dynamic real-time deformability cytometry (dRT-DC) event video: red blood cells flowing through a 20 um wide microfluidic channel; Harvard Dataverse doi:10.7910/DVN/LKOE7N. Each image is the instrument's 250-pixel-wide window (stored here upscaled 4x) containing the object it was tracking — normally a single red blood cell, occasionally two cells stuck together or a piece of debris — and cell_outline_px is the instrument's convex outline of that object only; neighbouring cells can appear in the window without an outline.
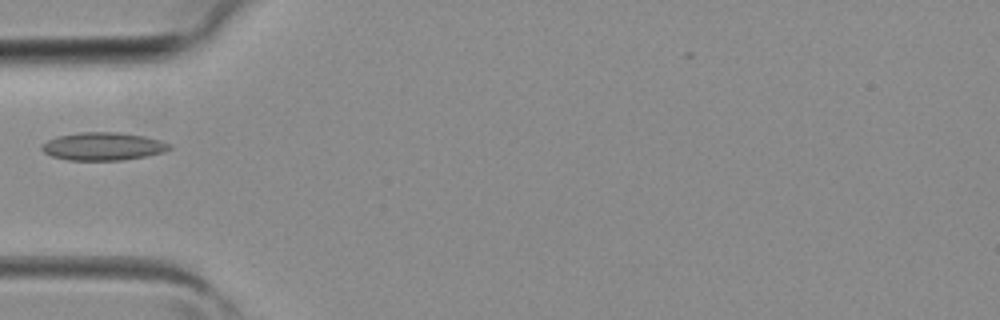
{"species": "common noctule bat (a hibernating species)", "species_latin": "Nyctalus noctula", "temperature_condition": "room temperature", "stored_images_in_passage": 3, "camera_frame_rate_fps": 3000, "um_per_image_px": 0.085, "animal": {"sex": "female", "body_mass_g": 19.3, "forearm_length_mm": 54.1}, "frame": {"image": 1, "passage_image": 3, "time_ms": 0.667, "image_size_px": [1000, 320], "cell_outline_px": [[172, 148], [164, 152], [144, 156], [120, 160], [68, 160], [52, 156], [44, 152], [40, 148], [40, 144], [56, 136], [80, 132], [120, 132], [144, 136], [160, 140], [172, 144]], "centroid_in_image_um": [8.75, 12.43], "position_along_channel_um": 76.3, "area_um2": 20.87}}